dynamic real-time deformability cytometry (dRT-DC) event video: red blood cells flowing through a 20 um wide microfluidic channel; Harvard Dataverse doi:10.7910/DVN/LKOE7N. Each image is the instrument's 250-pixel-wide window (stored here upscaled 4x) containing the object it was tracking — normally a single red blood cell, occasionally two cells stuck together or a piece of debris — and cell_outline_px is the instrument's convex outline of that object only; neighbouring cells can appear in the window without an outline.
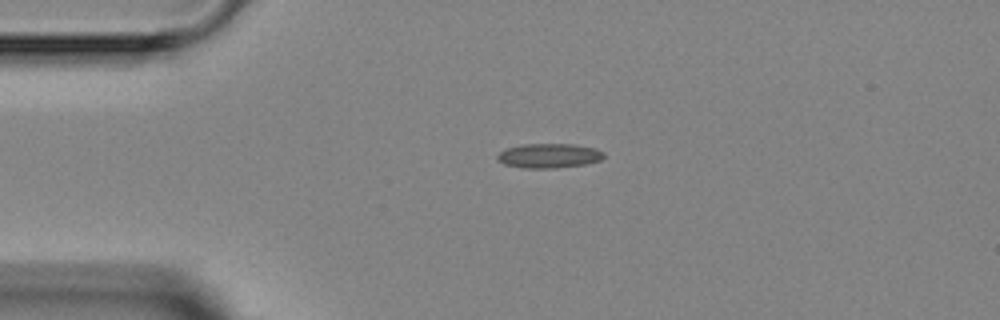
{"species": "Egyptian fruit bat (a non-hibernating species)", "species_latin": "Rousettus aegyptiacus", "temperature_condition": "room temperature", "stored_images_in_passage": 3, "camera_frame_rate_fps": 3000, "um_per_image_px": 0.085, "animal": {"sex": "female"}, "frame": {"image": 1, "passage_image": 1, "time_ms": 0.0, "image_size_px": [1000, 320], "cell_outline_px": [[604, 156], [600, 160], [584, 164], [556, 168], [524, 168], [504, 164], [496, 156], [504, 148], [524, 144], [572, 144], [596, 148], [604, 152]], "centroid_in_image_um": [46.66, 13.23], "position_along_channel_um": 38.3, "area_um2": 15.14}}
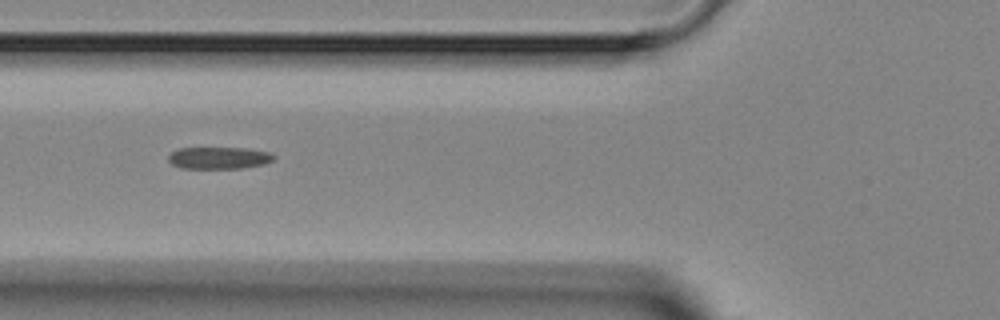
{"frame": {"image": 2, "passage_image": 3, "time_ms": 2.333, "image_size_px": [1000, 320], "cell_outline_px": [[276, 156], [272, 160], [264, 164], [240, 168], [180, 168], [172, 164], [168, 160], [168, 156], [176, 148], [244, 148], [268, 152]], "centroid_in_image_um": [18.57, 13.42], "position_along_channel_um": 107.2, "area_um2": 13.41}}